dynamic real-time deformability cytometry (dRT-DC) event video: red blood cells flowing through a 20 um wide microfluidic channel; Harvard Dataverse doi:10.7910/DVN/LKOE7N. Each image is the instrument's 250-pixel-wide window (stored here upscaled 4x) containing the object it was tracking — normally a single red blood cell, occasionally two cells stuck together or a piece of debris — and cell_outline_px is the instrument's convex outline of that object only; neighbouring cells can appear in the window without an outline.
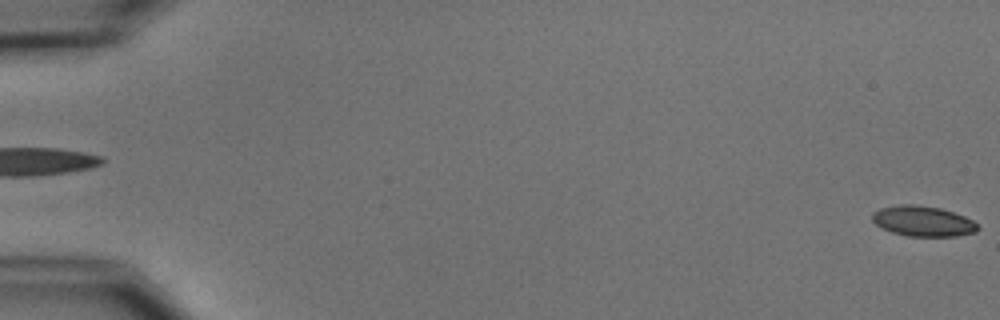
{"species": "common noctule bat (a hibernating species)", "species_latin": "Nyctalus noctula", "temperature_condition": "cold", "stored_images_in_passage": 4, "segment_of_instrument_passage": [2, 2], "camera_frame_rate_fps": 3000, "um_per_image_px": 0.085, "animal": {"sex": "male", "body_mass_g": 15.6}, "frame": {"image": 1, "passage_image": 4, "time_ms": 3.667, "image_size_px": [1000, 320], "cell_outline_px": [[980, 228], [976, 232], [956, 236], [908, 236], [892, 232], [876, 224], [872, 220], [872, 212], [880, 208], [900, 204], [916, 204], [940, 208], [964, 216], [980, 224]], "centroid_in_image_um": [78.47, 18.79], "position_along_channel_um": 6.5, "area_um2": 18.73}}